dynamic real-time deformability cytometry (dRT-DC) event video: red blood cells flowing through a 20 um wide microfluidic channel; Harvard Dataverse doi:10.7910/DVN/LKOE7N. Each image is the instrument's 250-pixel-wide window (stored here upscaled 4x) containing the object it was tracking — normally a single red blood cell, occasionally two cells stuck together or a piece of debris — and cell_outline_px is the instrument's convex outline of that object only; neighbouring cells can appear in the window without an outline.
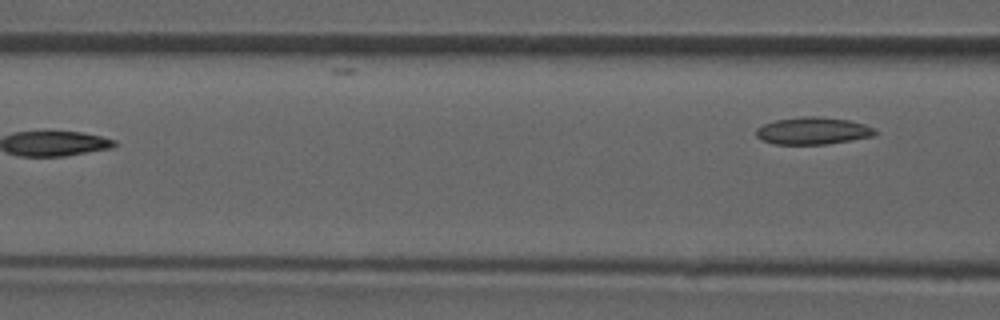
{"species": "common noctule bat (a hibernating species)", "species_latin": "Nyctalus noctula", "temperature_condition": "room temperature", "stored_images_in_passage": 7, "camera_frame_rate_fps": 3000, "um_per_image_px": 0.085, "animal": {"sex": "male", "forearm_length_mm": 52.5}, "frame": {"image": 1, "passage_image": 7, "time_ms": 7.0, "image_size_px": [1000, 320], "cell_outline_px": [[876, 132], [872, 136], [852, 140], [828, 144], [776, 144], [760, 140], [756, 136], [756, 128], [764, 124], [776, 120], [804, 116], [816, 116], [848, 120], [864, 124], [876, 128]], "centroid_in_image_um": [69.08, 11.12], "position_along_channel_um": 97.5, "area_um2": 18.84}}